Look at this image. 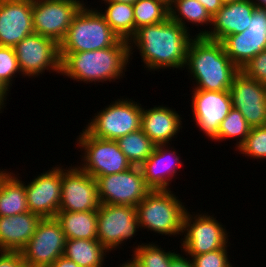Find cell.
<instances>
[{"instance_id":"1","label":"cell","mask_w":266,"mask_h":267,"mask_svg":"<svg viewBox=\"0 0 266 267\" xmlns=\"http://www.w3.org/2000/svg\"><path fill=\"white\" fill-rule=\"evenodd\" d=\"M192 39L189 30L168 18L164 22L136 30L128 40L130 56L133 47H137L147 70L171 67L173 70L182 69L185 68L187 49Z\"/></svg>"},{"instance_id":"2","label":"cell","mask_w":266,"mask_h":267,"mask_svg":"<svg viewBox=\"0 0 266 267\" xmlns=\"http://www.w3.org/2000/svg\"><path fill=\"white\" fill-rule=\"evenodd\" d=\"M129 46L128 40L120 39L114 46L108 48L60 53V74L86 84L118 80L125 74L126 65L131 59Z\"/></svg>"},{"instance_id":"3","label":"cell","mask_w":266,"mask_h":267,"mask_svg":"<svg viewBox=\"0 0 266 267\" xmlns=\"http://www.w3.org/2000/svg\"><path fill=\"white\" fill-rule=\"evenodd\" d=\"M185 67L196 82L194 90L229 91L240 69L229 59L221 42L194 37L188 46Z\"/></svg>"},{"instance_id":"4","label":"cell","mask_w":266,"mask_h":267,"mask_svg":"<svg viewBox=\"0 0 266 267\" xmlns=\"http://www.w3.org/2000/svg\"><path fill=\"white\" fill-rule=\"evenodd\" d=\"M120 38L97 9L85 4L75 14L59 53L87 52L114 46Z\"/></svg>"},{"instance_id":"5","label":"cell","mask_w":266,"mask_h":267,"mask_svg":"<svg viewBox=\"0 0 266 267\" xmlns=\"http://www.w3.org/2000/svg\"><path fill=\"white\" fill-rule=\"evenodd\" d=\"M171 190H151L136 205L140 228L162 235L183 234V218L188 210Z\"/></svg>"},{"instance_id":"6","label":"cell","mask_w":266,"mask_h":267,"mask_svg":"<svg viewBox=\"0 0 266 267\" xmlns=\"http://www.w3.org/2000/svg\"><path fill=\"white\" fill-rule=\"evenodd\" d=\"M112 103V104H111ZM108 107L95 114L85 130L100 139L117 140L141 128L142 107L129 98L111 102Z\"/></svg>"},{"instance_id":"7","label":"cell","mask_w":266,"mask_h":267,"mask_svg":"<svg viewBox=\"0 0 266 267\" xmlns=\"http://www.w3.org/2000/svg\"><path fill=\"white\" fill-rule=\"evenodd\" d=\"M80 134L77 144L85 155L82 156L83 164L79 167L93 178L121 173L133 167L116 140L93 137L85 129Z\"/></svg>"},{"instance_id":"8","label":"cell","mask_w":266,"mask_h":267,"mask_svg":"<svg viewBox=\"0 0 266 267\" xmlns=\"http://www.w3.org/2000/svg\"><path fill=\"white\" fill-rule=\"evenodd\" d=\"M190 214L186 211L183 218L184 239L181 245L187 255H200L228 247V233L213 216Z\"/></svg>"},{"instance_id":"9","label":"cell","mask_w":266,"mask_h":267,"mask_svg":"<svg viewBox=\"0 0 266 267\" xmlns=\"http://www.w3.org/2000/svg\"><path fill=\"white\" fill-rule=\"evenodd\" d=\"M96 181L101 204L136 207L151 191L145 183L140 166L97 177Z\"/></svg>"},{"instance_id":"10","label":"cell","mask_w":266,"mask_h":267,"mask_svg":"<svg viewBox=\"0 0 266 267\" xmlns=\"http://www.w3.org/2000/svg\"><path fill=\"white\" fill-rule=\"evenodd\" d=\"M139 227L134 206L101 204L97 210V240L110 252L136 235Z\"/></svg>"},{"instance_id":"11","label":"cell","mask_w":266,"mask_h":267,"mask_svg":"<svg viewBox=\"0 0 266 267\" xmlns=\"http://www.w3.org/2000/svg\"><path fill=\"white\" fill-rule=\"evenodd\" d=\"M13 49L22 76L38 77L45 70L61 72L59 44L49 37L33 33L16 44Z\"/></svg>"},{"instance_id":"12","label":"cell","mask_w":266,"mask_h":267,"mask_svg":"<svg viewBox=\"0 0 266 267\" xmlns=\"http://www.w3.org/2000/svg\"><path fill=\"white\" fill-rule=\"evenodd\" d=\"M65 241V234L56 217L42 218L20 252L28 267H49L63 256Z\"/></svg>"},{"instance_id":"13","label":"cell","mask_w":266,"mask_h":267,"mask_svg":"<svg viewBox=\"0 0 266 267\" xmlns=\"http://www.w3.org/2000/svg\"><path fill=\"white\" fill-rule=\"evenodd\" d=\"M83 5L84 2L80 0H33L34 32L60 44L73 17Z\"/></svg>"},{"instance_id":"14","label":"cell","mask_w":266,"mask_h":267,"mask_svg":"<svg viewBox=\"0 0 266 267\" xmlns=\"http://www.w3.org/2000/svg\"><path fill=\"white\" fill-rule=\"evenodd\" d=\"M101 205L97 181L79 165L61 167V201L59 211L81 212L98 210Z\"/></svg>"},{"instance_id":"15","label":"cell","mask_w":266,"mask_h":267,"mask_svg":"<svg viewBox=\"0 0 266 267\" xmlns=\"http://www.w3.org/2000/svg\"><path fill=\"white\" fill-rule=\"evenodd\" d=\"M232 108L238 110L251 128L266 125V86L241 70L229 89Z\"/></svg>"},{"instance_id":"16","label":"cell","mask_w":266,"mask_h":267,"mask_svg":"<svg viewBox=\"0 0 266 267\" xmlns=\"http://www.w3.org/2000/svg\"><path fill=\"white\" fill-rule=\"evenodd\" d=\"M193 120L206 136L215 139L220 123L232 109V99L229 91H192Z\"/></svg>"},{"instance_id":"17","label":"cell","mask_w":266,"mask_h":267,"mask_svg":"<svg viewBox=\"0 0 266 267\" xmlns=\"http://www.w3.org/2000/svg\"><path fill=\"white\" fill-rule=\"evenodd\" d=\"M28 208L41 218H55L61 201V167L39 174L25 185Z\"/></svg>"},{"instance_id":"18","label":"cell","mask_w":266,"mask_h":267,"mask_svg":"<svg viewBox=\"0 0 266 267\" xmlns=\"http://www.w3.org/2000/svg\"><path fill=\"white\" fill-rule=\"evenodd\" d=\"M32 6L33 0L0 1V46L14 47L35 33Z\"/></svg>"},{"instance_id":"19","label":"cell","mask_w":266,"mask_h":267,"mask_svg":"<svg viewBox=\"0 0 266 267\" xmlns=\"http://www.w3.org/2000/svg\"><path fill=\"white\" fill-rule=\"evenodd\" d=\"M255 7L250 0L225 3L212 17V31L200 30L195 37L221 42L231 34L242 33L247 30Z\"/></svg>"},{"instance_id":"20","label":"cell","mask_w":266,"mask_h":267,"mask_svg":"<svg viewBox=\"0 0 266 267\" xmlns=\"http://www.w3.org/2000/svg\"><path fill=\"white\" fill-rule=\"evenodd\" d=\"M168 146L156 145L153 153L140 165L145 183L151 190H170L168 186L177 168H181L180 156L175 149L169 150Z\"/></svg>"},{"instance_id":"21","label":"cell","mask_w":266,"mask_h":267,"mask_svg":"<svg viewBox=\"0 0 266 267\" xmlns=\"http://www.w3.org/2000/svg\"><path fill=\"white\" fill-rule=\"evenodd\" d=\"M180 115L169 107L154 106L150 109L142 107L141 129L155 145L169 144L182 129Z\"/></svg>"},{"instance_id":"22","label":"cell","mask_w":266,"mask_h":267,"mask_svg":"<svg viewBox=\"0 0 266 267\" xmlns=\"http://www.w3.org/2000/svg\"><path fill=\"white\" fill-rule=\"evenodd\" d=\"M42 218L30 211L0 216V251H21L29 242Z\"/></svg>"},{"instance_id":"23","label":"cell","mask_w":266,"mask_h":267,"mask_svg":"<svg viewBox=\"0 0 266 267\" xmlns=\"http://www.w3.org/2000/svg\"><path fill=\"white\" fill-rule=\"evenodd\" d=\"M221 43L229 59L241 70L266 49V33L243 31L225 37Z\"/></svg>"},{"instance_id":"24","label":"cell","mask_w":266,"mask_h":267,"mask_svg":"<svg viewBox=\"0 0 266 267\" xmlns=\"http://www.w3.org/2000/svg\"><path fill=\"white\" fill-rule=\"evenodd\" d=\"M56 219L60 222L66 239L97 240V210L59 211Z\"/></svg>"},{"instance_id":"25","label":"cell","mask_w":266,"mask_h":267,"mask_svg":"<svg viewBox=\"0 0 266 267\" xmlns=\"http://www.w3.org/2000/svg\"><path fill=\"white\" fill-rule=\"evenodd\" d=\"M16 174L7 172L0 181V216H12L29 211L25 184Z\"/></svg>"},{"instance_id":"26","label":"cell","mask_w":266,"mask_h":267,"mask_svg":"<svg viewBox=\"0 0 266 267\" xmlns=\"http://www.w3.org/2000/svg\"><path fill=\"white\" fill-rule=\"evenodd\" d=\"M109 252L98 240L66 239L63 256L79 267H102Z\"/></svg>"},{"instance_id":"27","label":"cell","mask_w":266,"mask_h":267,"mask_svg":"<svg viewBox=\"0 0 266 267\" xmlns=\"http://www.w3.org/2000/svg\"><path fill=\"white\" fill-rule=\"evenodd\" d=\"M102 1L107 3V8L105 12L101 10L100 14L120 39L129 40L135 34L133 5L109 0Z\"/></svg>"},{"instance_id":"28","label":"cell","mask_w":266,"mask_h":267,"mask_svg":"<svg viewBox=\"0 0 266 267\" xmlns=\"http://www.w3.org/2000/svg\"><path fill=\"white\" fill-rule=\"evenodd\" d=\"M182 16V17H180ZM169 18L188 30L186 21L195 26L212 25V17L206 8L197 0H173L169 4ZM184 19V20H183Z\"/></svg>"},{"instance_id":"29","label":"cell","mask_w":266,"mask_h":267,"mask_svg":"<svg viewBox=\"0 0 266 267\" xmlns=\"http://www.w3.org/2000/svg\"><path fill=\"white\" fill-rule=\"evenodd\" d=\"M116 141L120 150L133 166L142 165L153 153L156 146L141 128L118 138Z\"/></svg>"},{"instance_id":"30","label":"cell","mask_w":266,"mask_h":267,"mask_svg":"<svg viewBox=\"0 0 266 267\" xmlns=\"http://www.w3.org/2000/svg\"><path fill=\"white\" fill-rule=\"evenodd\" d=\"M133 9L135 32L141 27L158 24L169 18V4L165 0H137Z\"/></svg>"},{"instance_id":"31","label":"cell","mask_w":266,"mask_h":267,"mask_svg":"<svg viewBox=\"0 0 266 267\" xmlns=\"http://www.w3.org/2000/svg\"><path fill=\"white\" fill-rule=\"evenodd\" d=\"M146 244V245H145ZM134 248L131 260L137 267H170L175 252L163 250L158 244L145 243Z\"/></svg>"},{"instance_id":"32","label":"cell","mask_w":266,"mask_h":267,"mask_svg":"<svg viewBox=\"0 0 266 267\" xmlns=\"http://www.w3.org/2000/svg\"><path fill=\"white\" fill-rule=\"evenodd\" d=\"M250 129L251 127L244 116L238 110L232 108L226 118L220 123L214 140L217 142L228 138H238L235 146L238 149L244 143Z\"/></svg>"},{"instance_id":"33","label":"cell","mask_w":266,"mask_h":267,"mask_svg":"<svg viewBox=\"0 0 266 267\" xmlns=\"http://www.w3.org/2000/svg\"><path fill=\"white\" fill-rule=\"evenodd\" d=\"M238 150L241 154H245V157L266 159V125L251 128Z\"/></svg>"},{"instance_id":"34","label":"cell","mask_w":266,"mask_h":267,"mask_svg":"<svg viewBox=\"0 0 266 267\" xmlns=\"http://www.w3.org/2000/svg\"><path fill=\"white\" fill-rule=\"evenodd\" d=\"M16 73L21 71L13 47L0 46V82L8 90Z\"/></svg>"},{"instance_id":"35","label":"cell","mask_w":266,"mask_h":267,"mask_svg":"<svg viewBox=\"0 0 266 267\" xmlns=\"http://www.w3.org/2000/svg\"><path fill=\"white\" fill-rule=\"evenodd\" d=\"M227 247L200 255H189L194 267H231Z\"/></svg>"},{"instance_id":"36","label":"cell","mask_w":266,"mask_h":267,"mask_svg":"<svg viewBox=\"0 0 266 267\" xmlns=\"http://www.w3.org/2000/svg\"><path fill=\"white\" fill-rule=\"evenodd\" d=\"M241 71L266 86V49L252 58Z\"/></svg>"},{"instance_id":"37","label":"cell","mask_w":266,"mask_h":267,"mask_svg":"<svg viewBox=\"0 0 266 267\" xmlns=\"http://www.w3.org/2000/svg\"><path fill=\"white\" fill-rule=\"evenodd\" d=\"M247 32L266 33V9L255 7L249 20Z\"/></svg>"},{"instance_id":"38","label":"cell","mask_w":266,"mask_h":267,"mask_svg":"<svg viewBox=\"0 0 266 267\" xmlns=\"http://www.w3.org/2000/svg\"><path fill=\"white\" fill-rule=\"evenodd\" d=\"M0 267H28L20 251H0Z\"/></svg>"},{"instance_id":"39","label":"cell","mask_w":266,"mask_h":267,"mask_svg":"<svg viewBox=\"0 0 266 267\" xmlns=\"http://www.w3.org/2000/svg\"><path fill=\"white\" fill-rule=\"evenodd\" d=\"M189 257V258H188ZM181 256L180 253H177L171 258L170 267H194L191 257Z\"/></svg>"},{"instance_id":"40","label":"cell","mask_w":266,"mask_h":267,"mask_svg":"<svg viewBox=\"0 0 266 267\" xmlns=\"http://www.w3.org/2000/svg\"><path fill=\"white\" fill-rule=\"evenodd\" d=\"M197 1H199L206 8L207 12L210 14L211 17H213L224 4L222 0H197Z\"/></svg>"},{"instance_id":"41","label":"cell","mask_w":266,"mask_h":267,"mask_svg":"<svg viewBox=\"0 0 266 267\" xmlns=\"http://www.w3.org/2000/svg\"><path fill=\"white\" fill-rule=\"evenodd\" d=\"M49 267H79V266L75 262L66 258L65 256H61Z\"/></svg>"},{"instance_id":"42","label":"cell","mask_w":266,"mask_h":267,"mask_svg":"<svg viewBox=\"0 0 266 267\" xmlns=\"http://www.w3.org/2000/svg\"><path fill=\"white\" fill-rule=\"evenodd\" d=\"M7 91H9V90L0 82V111H1L2 108L5 107V105H4L5 102L4 101H6L8 93H9Z\"/></svg>"},{"instance_id":"43","label":"cell","mask_w":266,"mask_h":267,"mask_svg":"<svg viewBox=\"0 0 266 267\" xmlns=\"http://www.w3.org/2000/svg\"><path fill=\"white\" fill-rule=\"evenodd\" d=\"M256 7L266 9V0H250Z\"/></svg>"},{"instance_id":"44","label":"cell","mask_w":266,"mask_h":267,"mask_svg":"<svg viewBox=\"0 0 266 267\" xmlns=\"http://www.w3.org/2000/svg\"><path fill=\"white\" fill-rule=\"evenodd\" d=\"M129 260H127V262L123 263L122 265L120 264L119 266L120 267H137V265L131 259Z\"/></svg>"},{"instance_id":"45","label":"cell","mask_w":266,"mask_h":267,"mask_svg":"<svg viewBox=\"0 0 266 267\" xmlns=\"http://www.w3.org/2000/svg\"><path fill=\"white\" fill-rule=\"evenodd\" d=\"M109 1H114L117 3H129L133 5L137 0H109Z\"/></svg>"},{"instance_id":"46","label":"cell","mask_w":266,"mask_h":267,"mask_svg":"<svg viewBox=\"0 0 266 267\" xmlns=\"http://www.w3.org/2000/svg\"><path fill=\"white\" fill-rule=\"evenodd\" d=\"M234 1H239V0H222V2L225 3H229V2H234Z\"/></svg>"},{"instance_id":"47","label":"cell","mask_w":266,"mask_h":267,"mask_svg":"<svg viewBox=\"0 0 266 267\" xmlns=\"http://www.w3.org/2000/svg\"><path fill=\"white\" fill-rule=\"evenodd\" d=\"M168 4H170L173 0H165Z\"/></svg>"}]
</instances>
